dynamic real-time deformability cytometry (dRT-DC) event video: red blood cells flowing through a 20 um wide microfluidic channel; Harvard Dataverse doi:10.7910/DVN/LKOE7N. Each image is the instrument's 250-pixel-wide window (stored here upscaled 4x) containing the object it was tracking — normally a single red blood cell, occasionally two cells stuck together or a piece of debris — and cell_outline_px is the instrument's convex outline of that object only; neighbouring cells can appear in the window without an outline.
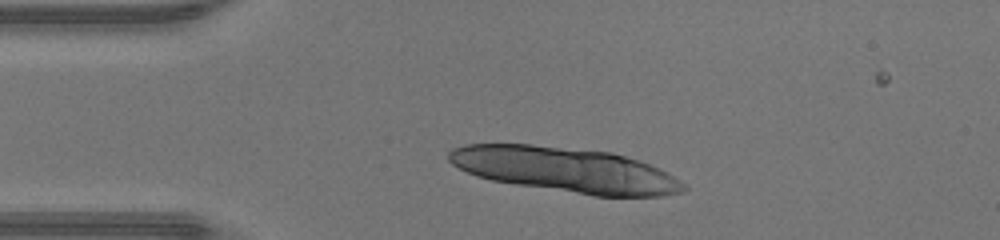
{"species": "human", "species_latin": "Homo sapiens", "temperature_condition": "warm", "stored_images_in_passage": 15, "segment_of_instrument_passage": [1, 2], "camera_frame_rate_fps": 3000, "um_per_image_px": 0.085, "donor": {"sex": "male"}, "frame": {"image": 1, "passage_image": 1, "time_ms": 0.0, "image_size_px": [1000, 240], "cell_outline_px": [[688, 188], [684, 192], [664, 196], [596, 196], [516, 184], [492, 180], [476, 176], [452, 164], [448, 160], [448, 152], [452, 148], [464, 144], [532, 144], [612, 152], [640, 160], [660, 168], [668, 172], [688, 184]], "centroid_in_image_um": [48.12, 14.43], "position_along_channel_um": 36.9, "area_um2": 61.85}}